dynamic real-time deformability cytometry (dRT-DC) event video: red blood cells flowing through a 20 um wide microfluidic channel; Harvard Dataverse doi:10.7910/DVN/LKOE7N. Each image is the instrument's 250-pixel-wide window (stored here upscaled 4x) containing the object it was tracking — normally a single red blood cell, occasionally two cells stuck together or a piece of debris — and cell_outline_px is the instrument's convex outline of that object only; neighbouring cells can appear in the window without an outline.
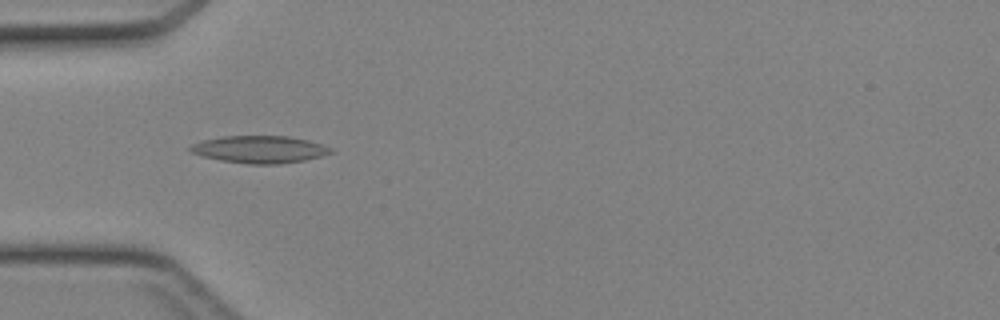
{"species": "Egyptian fruit bat (a non-hibernating species)", "species_latin": "Rousettus aegyptiacus", "temperature_condition": "cold", "stored_images_in_passage": 25, "camera_frame_rate_fps": 3000, "um_per_image_px": 0.085, "animal": {"sex": "female"}, "frame": {"image": 1, "passage_image": 1, "time_ms": 0.0, "image_size_px": [1000, 320], "cell_outline_px": [[332, 152], [320, 156], [304, 160], [276, 164], [248, 164], [220, 160], [204, 156], [192, 152], [188, 148], [192, 144], [204, 140], [220, 136], [288, 136], [308, 140], [332, 148]], "centroid_in_image_um": [22.05, 12.69], "position_along_channel_um": 62.9, "area_um2": 22.08}}
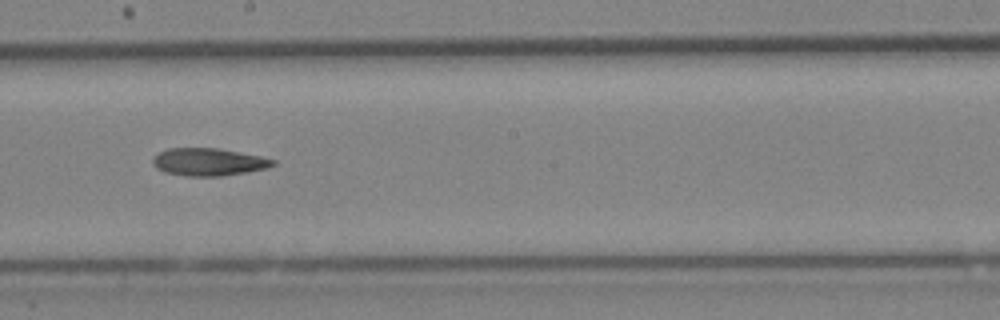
{"frame": {"image": 2, "passage_image": 12, "time_ms": 3.667, "image_size_px": [1000, 320], "cell_outline_px": [[276, 164], [268, 168], [220, 176], [184, 176], [164, 172], [156, 168], [152, 164], [152, 160], [160, 152], [168, 148], [216, 148], [260, 156], [276, 160]], "centroid_in_image_um": [17.71, 13.77], "position_along_channel_um": 230.5, "area_um2": 19.19}}
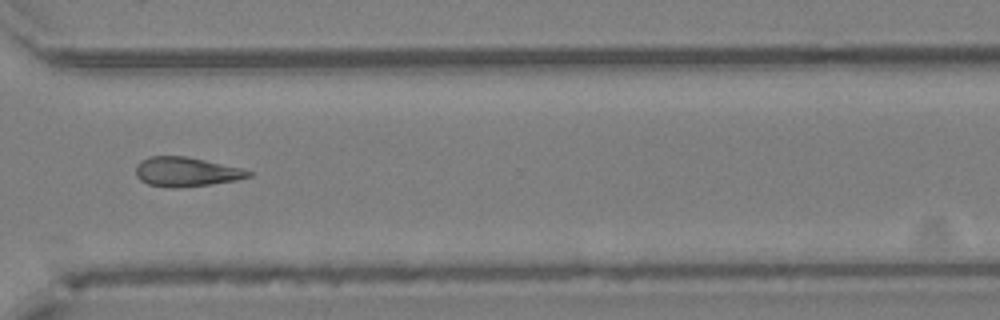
{"frame": {"image": 3, "passage_image": 20, "time_ms": 6.333, "image_size_px": [1000, 320], "cell_outline_px": [[252, 176], [236, 180], [208, 184], [148, 184], [140, 180], [136, 176], [136, 164], [140, 160], [148, 156], [184, 156], [204, 160], [240, 168], [252, 172]], "centroid_in_image_um": [15.81, 14.54], "position_along_channel_um": 354.8, "area_um2": 18.21}}